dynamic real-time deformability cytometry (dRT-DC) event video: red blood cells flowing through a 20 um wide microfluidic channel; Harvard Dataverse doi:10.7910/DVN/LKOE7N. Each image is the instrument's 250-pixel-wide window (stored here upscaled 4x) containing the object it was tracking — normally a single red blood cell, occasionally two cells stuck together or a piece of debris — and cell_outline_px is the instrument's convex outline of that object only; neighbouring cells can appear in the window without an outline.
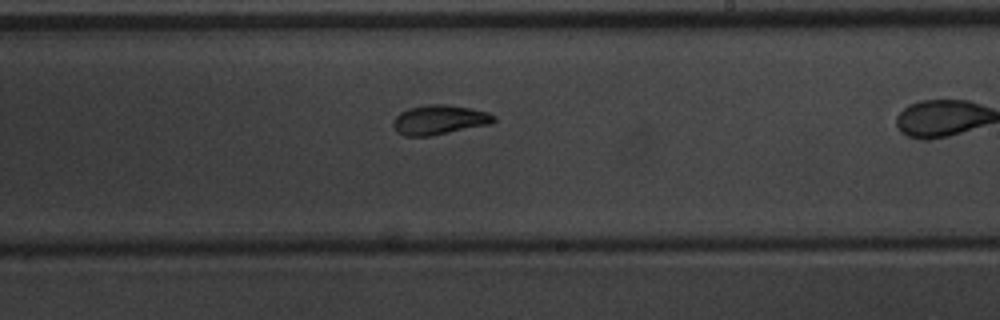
{"species": "common noctule bat (a hibernating species)", "species_latin": "Nyctalus noctula", "temperature_condition": "warm", "stored_images_in_passage": 37, "camera_frame_rate_fps": 3000, "um_per_image_px": 0.085, "animal": {"sex": "male", "body_mass_g": 20.1, "forearm_length_mm": 53.5}, "frame": {"image": 1, "passage_image": 27, "time_ms": 8.667, "image_size_px": [1000, 320], "cell_outline_px": [[496, 120], [492, 124], [432, 136], [404, 136], [396, 132], [392, 124], [392, 120], [400, 112], [408, 108], [428, 104], [448, 104], [472, 108], [488, 112], [496, 116]], "centroid_in_image_um": [37.35, 10.18], "position_along_channel_um": 251.6, "area_um2": 17.74}}